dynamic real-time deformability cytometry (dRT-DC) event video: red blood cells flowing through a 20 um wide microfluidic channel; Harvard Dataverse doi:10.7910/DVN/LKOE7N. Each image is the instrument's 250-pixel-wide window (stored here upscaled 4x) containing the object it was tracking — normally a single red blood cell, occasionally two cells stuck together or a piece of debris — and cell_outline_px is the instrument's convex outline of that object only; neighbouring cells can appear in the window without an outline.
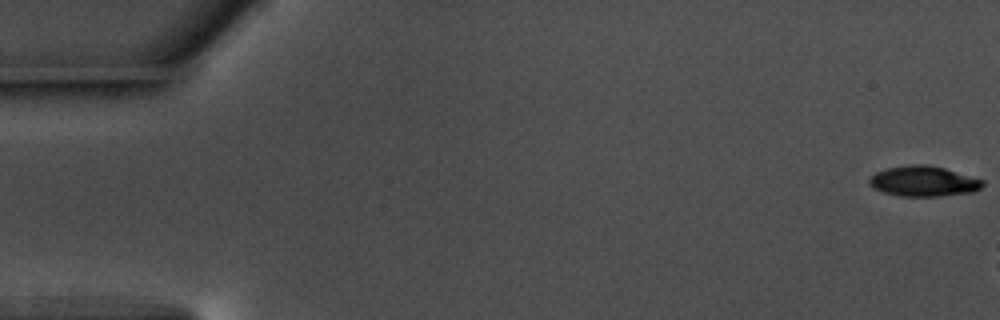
{"species": "common noctule bat (a hibernating species)", "species_latin": "Nyctalus noctula", "temperature_condition": "warm", "stored_images_in_passage": 10, "camera_frame_rate_fps": 3000, "um_per_image_px": 0.085, "animal": {"sex": "male", "body_mass_g": 17.5, "forearm_length_mm": 52.3}, "frame": {"image": 1, "passage_image": 1, "time_ms": 0.0, "image_size_px": [1000, 320], "cell_outline_px": [[984, 184], [980, 188], [972, 192], [940, 196], [900, 196], [884, 192], [876, 188], [868, 180], [876, 172], [888, 168], [912, 164], [928, 164], [944, 168], [984, 180]], "centroid_in_image_um": [78.54, 15.4], "position_along_channel_um": 6.5, "area_um2": 19.77}}